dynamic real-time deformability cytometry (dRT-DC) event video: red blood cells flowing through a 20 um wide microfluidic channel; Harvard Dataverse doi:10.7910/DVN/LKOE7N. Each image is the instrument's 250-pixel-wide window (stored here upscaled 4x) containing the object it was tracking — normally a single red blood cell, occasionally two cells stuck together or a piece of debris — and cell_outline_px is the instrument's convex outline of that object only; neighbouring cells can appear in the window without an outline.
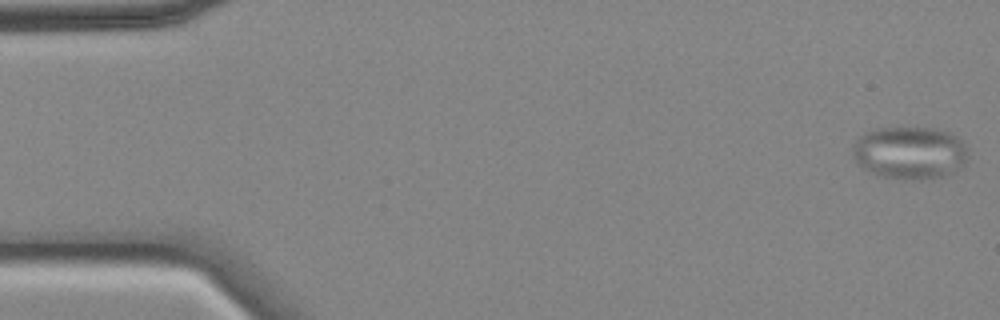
{"species": "common noctule bat (a hibernating species)", "species_latin": "Nyctalus noctula", "temperature_condition": "cold", "stored_images_in_passage": 56, "camera_frame_rate_fps": 3000, "um_per_image_px": 0.085, "animal": {"sex": "female", "body_mass_g": 18.4}, "frame": {"image": 1, "passage_image": 1, "time_ms": 0.0, "image_size_px": [1000, 320], "cell_outline_px": [[968, 156], [964, 164], [956, 172], [944, 176], [920, 180], [912, 180], [880, 176], [856, 164], [852, 156], [852, 144], [864, 132], [872, 128], [900, 124], [936, 128], [948, 132], [956, 136], [968, 148]], "centroid_in_image_um": [77.3, 12.93], "position_along_channel_um": 7.7, "area_um2": 36.88}}
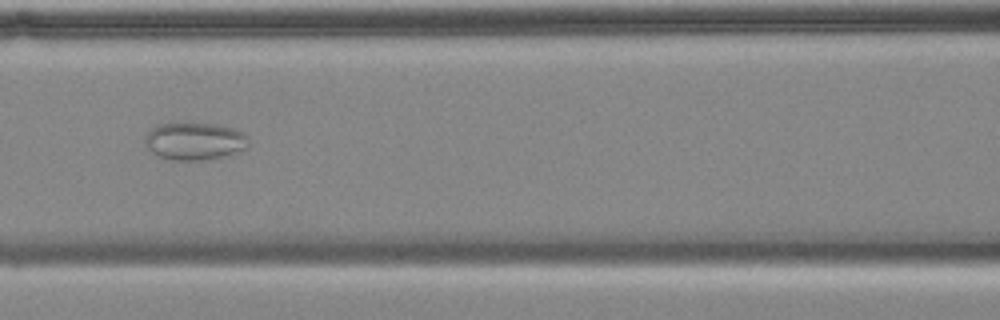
{"frame": {"image": 2, "passage_image": 24, "time_ms": 7.667, "image_size_px": [1000, 320], "cell_outline_px": [[248, 148], [224, 156], [200, 160], [172, 160], [160, 156], [152, 152], [148, 148], [144, 140], [144, 136], [152, 128], [160, 124], [184, 120], [216, 124], [232, 128], [244, 132], [248, 144]], "centroid_in_image_um": [16.52, 11.95], "position_along_channel_um": 150.1, "area_um2": 23.12}}
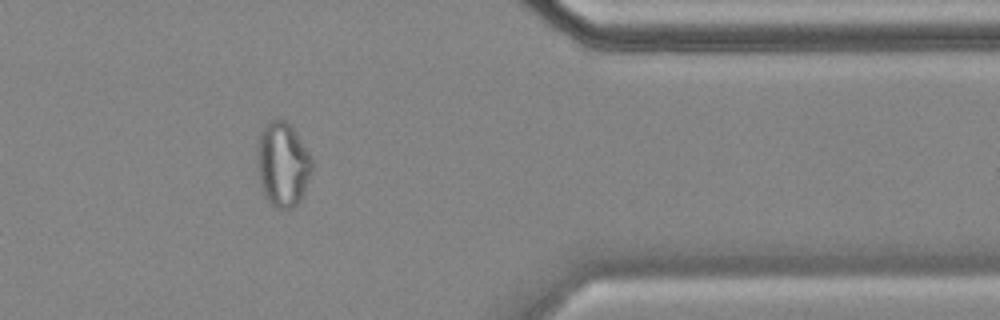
{"frame": {"image": 3, "passage_image": 46, "time_ms": 15.0, "image_size_px": [1000, 320], "cell_outline_px": [[312, 172], [300, 200], [288, 212], [276, 208], [264, 196], [256, 164], [256, 152], [260, 132], [272, 120], [284, 120], [292, 128], [312, 156]], "centroid_in_image_um": [24.02, 14.02], "position_along_channel_um": 387.4, "area_um2": 26.99}, "authors_computed_cell_mechanics": {"area_um2": 27.8885, "velocity_mm_per_s": 3.5117, "shape_relaxation_time_tau1_ms": null, "shape_relaxation_time_tau2_ms": 2.872, "deformation_change_tau1": null, "deformation_change_tau2": 0.0491}}